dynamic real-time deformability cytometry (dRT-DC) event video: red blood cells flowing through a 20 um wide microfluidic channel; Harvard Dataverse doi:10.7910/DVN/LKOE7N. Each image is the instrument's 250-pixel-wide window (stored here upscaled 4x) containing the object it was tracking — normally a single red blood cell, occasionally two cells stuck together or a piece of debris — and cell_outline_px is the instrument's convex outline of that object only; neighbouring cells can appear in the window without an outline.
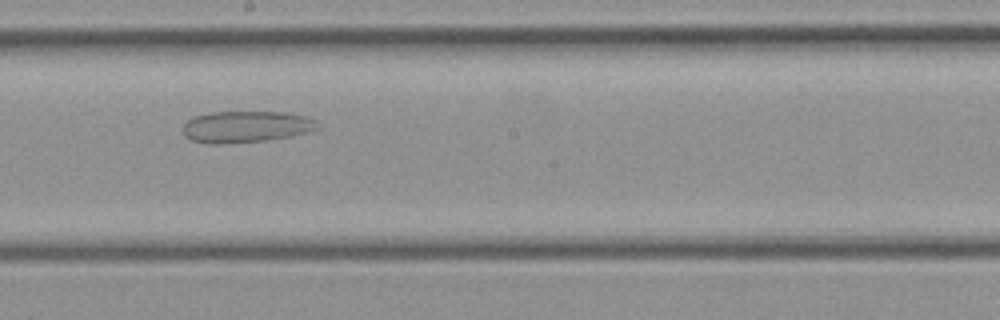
{"species": "common noctule bat (a hibernating species)", "species_latin": "Nyctalus noctula", "temperature_condition": "cold", "stored_images_in_passage": 22, "camera_frame_rate_fps": 3000, "um_per_image_px": 0.085, "animal": {"sex": "female", "body_mass_g": 21.9}, "frame": {"image": 1, "passage_image": 16, "time_ms": 5.0, "image_size_px": [1000, 320], "cell_outline_px": [[320, 128], [288, 136], [268, 140], [220, 144], [208, 144], [192, 140], [184, 136], [180, 128], [192, 116], [208, 112], [288, 112], [304, 116], [316, 120], [320, 124]], "centroid_in_image_um": [20.85, 10.76], "position_along_channel_um": 227.4, "area_um2": 24.97}}